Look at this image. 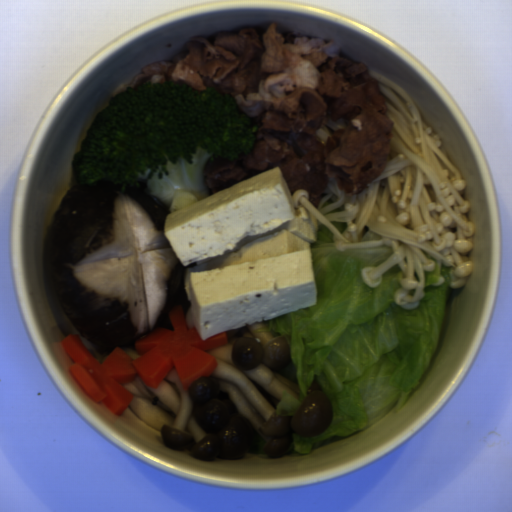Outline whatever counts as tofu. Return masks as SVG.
<instances>
[{
    "label": "tofu",
    "mask_w": 512,
    "mask_h": 512,
    "mask_svg": "<svg viewBox=\"0 0 512 512\" xmlns=\"http://www.w3.org/2000/svg\"><path fill=\"white\" fill-rule=\"evenodd\" d=\"M184 289L206 340L316 305L317 221L272 168L166 215Z\"/></svg>",
    "instance_id": "obj_1"
}]
</instances>
